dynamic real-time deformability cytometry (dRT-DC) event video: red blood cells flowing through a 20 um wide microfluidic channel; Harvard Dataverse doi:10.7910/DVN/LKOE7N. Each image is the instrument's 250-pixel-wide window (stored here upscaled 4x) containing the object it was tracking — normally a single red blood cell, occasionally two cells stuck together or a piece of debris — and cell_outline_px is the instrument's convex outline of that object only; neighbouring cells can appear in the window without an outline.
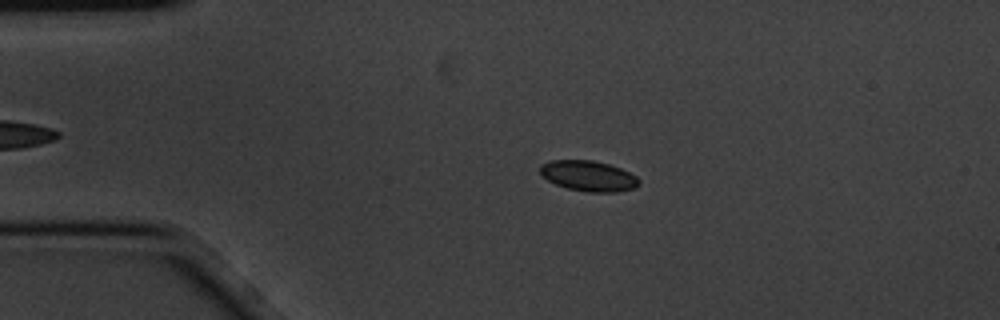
{"species": "common noctule bat (a hibernating species)", "species_latin": "Nyctalus noctula", "temperature_condition": "cold", "stored_images_in_passage": 7, "camera_frame_rate_fps": 3000, "um_per_image_px": 0.085, "animal": {"sex": "male", "body_mass_g": 20.1, "forearm_length_mm": 53.5}, "frame": {"image": 1, "passage_image": 3, "time_ms": 0.667, "image_size_px": [1000, 320], "cell_outline_px": [[640, 184], [636, 188], [616, 192], [588, 192], [568, 188], [556, 184], [548, 180], [540, 172], [540, 164], [548, 160], [592, 160], [608, 164], [620, 168], [636, 176], [640, 180]], "centroid_in_image_um": [50.03, 14.95], "position_along_channel_um": 35.0, "area_um2": 17.57}}
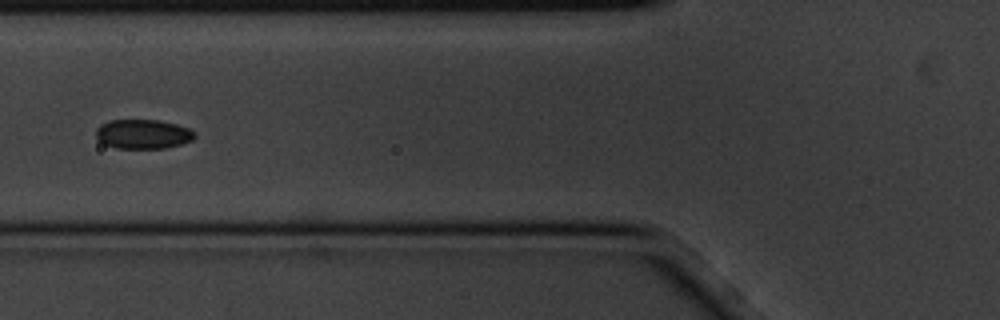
{"frame": {"image": 2, "passage_image": 6, "time_ms": 1.667, "image_size_px": [1000, 320], "cell_outline_px": [[196, 136], [192, 140], [168, 148], [116, 148], [104, 144], [96, 136], [96, 128], [100, 124], [108, 120], [160, 120], [176, 124], [188, 128], [196, 132]], "centroid_in_image_um": [12.16, 11.39], "position_along_channel_um": 113.6, "area_um2": 16.99}}
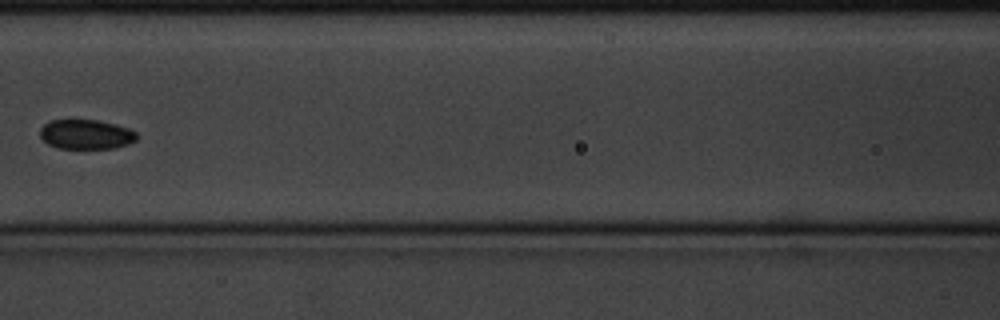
{"frame": {"image": 3, "passage_image": 7, "time_ms": 2.0, "image_size_px": [1000, 320], "cell_outline_px": [[136, 140], [128, 144], [116, 148], [56, 148], [48, 144], [40, 136], [40, 128], [44, 124], [52, 120], [96, 120], [116, 124], [128, 128], [136, 132]], "centroid_in_image_um": [7.31, 11.42], "position_along_channel_um": 159.3, "area_um2": 16.65}}